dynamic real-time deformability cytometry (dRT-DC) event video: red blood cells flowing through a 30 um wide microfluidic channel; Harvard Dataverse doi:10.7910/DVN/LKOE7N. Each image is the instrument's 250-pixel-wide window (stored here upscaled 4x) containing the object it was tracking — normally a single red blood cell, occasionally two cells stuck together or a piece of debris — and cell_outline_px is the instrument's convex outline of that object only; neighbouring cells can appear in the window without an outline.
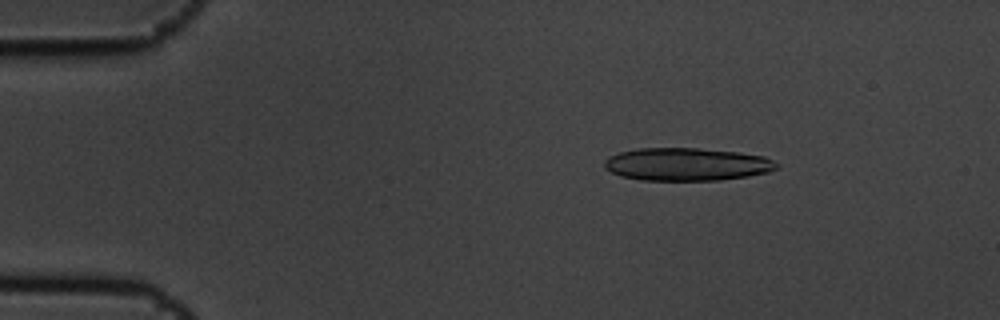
{"species": "common noctule bat (a hibernating species)", "species_latin": "Nyctalus noctula", "temperature_condition": "cold", "stored_images_in_passage": 5, "camera_frame_rate_fps": 3000, "um_per_image_px": 0.085, "animal": {"sex": "male", "body_mass_g": 19.5, "forearm_length_mm": 54.6}, "frame": {"image": 1, "passage_image": 3, "time_ms": 0.667, "image_size_px": [1000, 320], "cell_outline_px": [[780, 168], [768, 172], [748, 176], [720, 180], [640, 180], [620, 176], [604, 168], [604, 160], [608, 156], [620, 152], [636, 148], [696, 148], [736, 152], [764, 156], [780, 164]], "centroid_in_image_um": [58.37, 13.96], "position_along_channel_um": 26.6, "area_um2": 33.12}}